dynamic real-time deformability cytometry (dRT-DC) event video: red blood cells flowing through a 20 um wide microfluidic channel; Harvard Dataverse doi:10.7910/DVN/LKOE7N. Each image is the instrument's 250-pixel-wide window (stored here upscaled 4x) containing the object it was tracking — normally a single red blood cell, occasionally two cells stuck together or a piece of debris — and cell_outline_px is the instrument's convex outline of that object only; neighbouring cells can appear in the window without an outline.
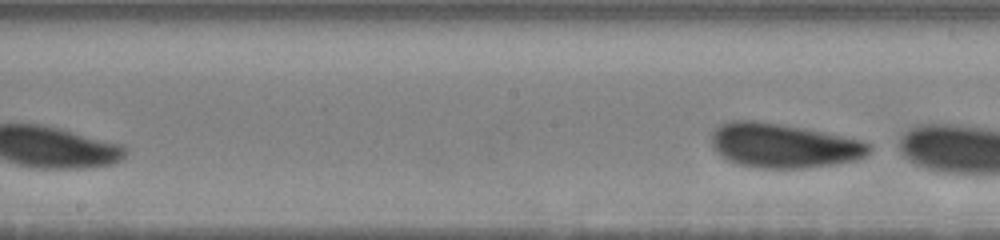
{"species": "human", "species_latin": "Homo sapiens", "temperature_condition": "warm", "stored_images_in_passage": 10, "segment_of_instrument_passage": [2, 2], "camera_frame_rate_fps": 3000, "um_per_image_px": 0.085, "donor": {"sex": "male"}, "frame": {"image": 1, "passage_image": 10, "time_ms": 5.333, "image_size_px": [1000, 240], "cell_outline_px": [[872, 148], [864, 156], [856, 160], [836, 164], [804, 168], [756, 168], [736, 164], [720, 156], [712, 148], [712, 132], [720, 124], [732, 120], [756, 120], [804, 128], [824, 132], [860, 140], [868, 144]], "centroid_in_image_um": [66.54, 12.38], "position_along_channel_um": 181.7, "area_um2": 40.86}}